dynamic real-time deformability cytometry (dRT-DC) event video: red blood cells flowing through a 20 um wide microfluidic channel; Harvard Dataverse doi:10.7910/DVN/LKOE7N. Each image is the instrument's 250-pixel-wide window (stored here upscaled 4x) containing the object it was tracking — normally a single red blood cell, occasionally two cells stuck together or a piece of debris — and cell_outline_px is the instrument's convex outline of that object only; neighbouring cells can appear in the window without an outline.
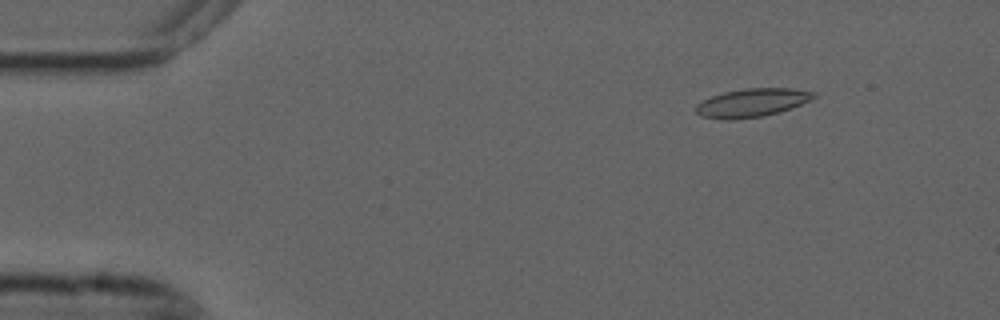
{"species": "common noctule bat (a hibernating species)", "species_latin": "Nyctalus noctula", "temperature_condition": "cold", "stored_images_in_passage": 5, "camera_frame_rate_fps": 3000, "um_per_image_px": 0.085, "animal": {"sex": "male", "forearm_length_mm": 52.5}, "frame": {"image": 1, "passage_image": 2, "time_ms": 0.333, "image_size_px": [1000, 320], "cell_outline_px": [[816, 96], [792, 108], [780, 112], [764, 116], [732, 120], [724, 120], [700, 116], [696, 112], [696, 104], [712, 96], [724, 92], [748, 88], [792, 88], [816, 92]], "centroid_in_image_um": [63.91, 8.74], "position_along_channel_um": 21.1, "area_um2": 19.48}}
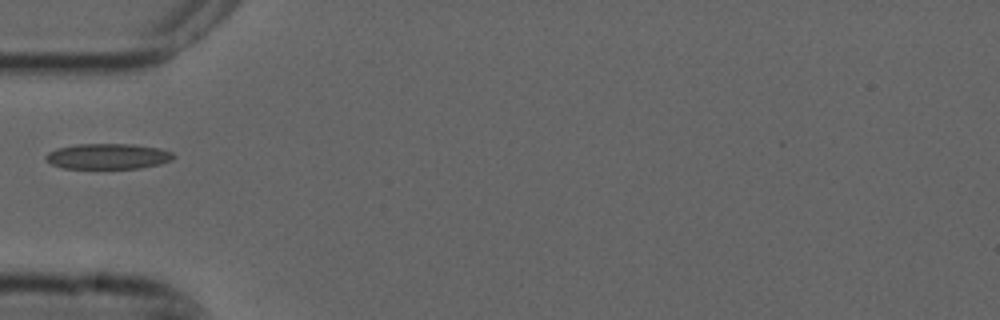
{"frame": {"image": 2, "passage_image": 4, "time_ms": 1.0, "image_size_px": [1000, 320], "cell_outline_px": [[176, 156], [172, 160], [160, 164], [140, 168], [64, 168], [52, 164], [44, 160], [44, 156], [48, 152], [56, 148], [76, 144], [132, 144], [160, 148], [172, 152]], "centroid_in_image_um": [9.17, 13.28], "position_along_channel_um": 75.8, "area_um2": 19.13}}
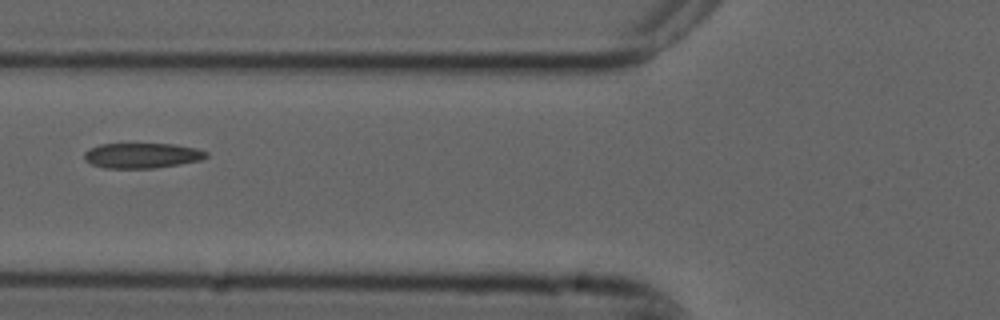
{"frame": {"image": 3, "passage_image": 5, "time_ms": 1.333, "image_size_px": [1000, 320], "cell_outline_px": [[208, 156], [200, 160], [180, 164], [156, 168], [104, 168], [92, 164], [84, 160], [84, 152], [100, 144], [176, 144], [196, 148], [208, 152]], "centroid_in_image_um": [12.08, 13.22], "position_along_channel_um": 113.7, "area_um2": 17.92}}